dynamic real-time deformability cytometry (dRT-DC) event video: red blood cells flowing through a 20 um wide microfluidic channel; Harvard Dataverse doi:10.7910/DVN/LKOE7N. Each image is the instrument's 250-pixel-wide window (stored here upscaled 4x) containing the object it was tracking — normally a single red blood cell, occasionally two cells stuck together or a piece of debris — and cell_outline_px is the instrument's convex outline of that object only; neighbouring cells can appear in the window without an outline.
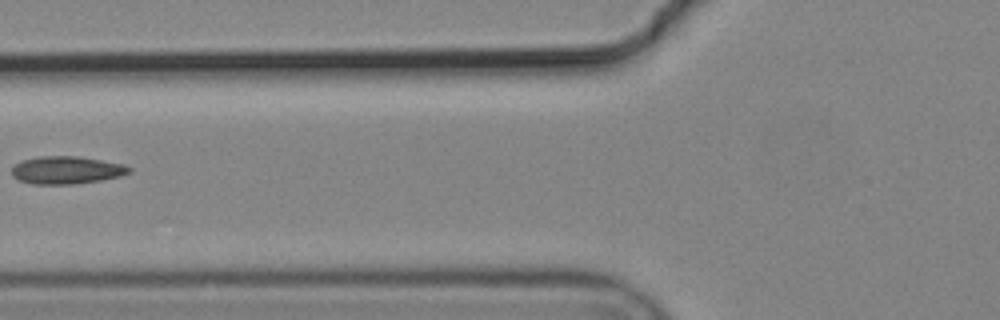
{"species": "common noctule bat (a hibernating species)", "species_latin": "Nyctalus noctula", "temperature_condition": "cold", "stored_images_in_passage": 3, "camera_frame_rate_fps": 3000, "um_per_image_px": 0.085, "animal": {"sex": "male", "body_mass_g": 19.2, "forearm_length_mm": 51.8}, "frame": {"image": 1, "passage_image": 2, "time_ms": 0.333, "image_size_px": [1000, 320], "cell_outline_px": [[132, 172], [120, 176], [100, 180], [72, 184], [32, 184], [20, 180], [12, 176], [12, 168], [20, 160], [40, 156], [80, 156], [124, 164], [132, 168]], "centroid_in_image_um": [5.67, 14.45], "position_along_channel_um": 120.1, "area_um2": 19.02}}
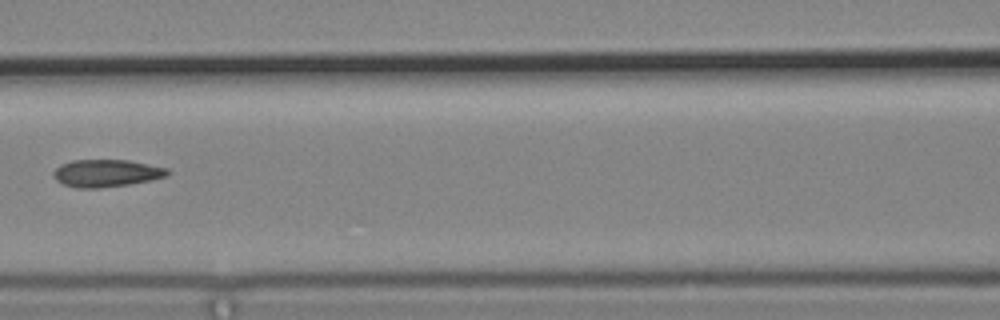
{"frame": {"image": 2, "passage_image": 3, "time_ms": 0.667, "image_size_px": [1000, 320], "cell_outline_px": [[172, 172], [168, 176], [152, 180], [128, 184], [100, 188], [76, 188], [64, 184], [56, 180], [52, 176], [52, 172], [60, 164], [72, 160], [128, 160], [168, 168]], "centroid_in_image_um": [9.05, 14.72], "position_along_channel_um": 157.6, "area_um2": 18.38}}